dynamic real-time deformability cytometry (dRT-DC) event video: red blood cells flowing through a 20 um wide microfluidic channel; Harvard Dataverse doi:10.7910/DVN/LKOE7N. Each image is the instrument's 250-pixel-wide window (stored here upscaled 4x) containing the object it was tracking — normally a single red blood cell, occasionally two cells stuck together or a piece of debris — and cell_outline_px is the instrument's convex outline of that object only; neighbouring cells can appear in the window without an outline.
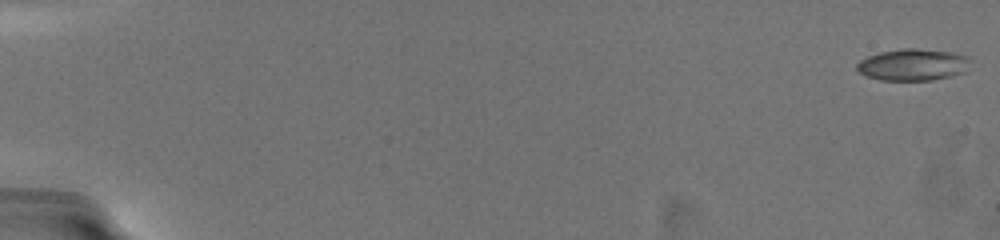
{"species": "common noctule bat (a hibernating species)", "species_latin": "Nyctalus noctula", "temperature_condition": "warm", "stored_images_in_passage": 32, "camera_frame_rate_fps": 3000, "um_per_image_px": 0.085, "animal": {"sex": "female", "body_mass_g": 19.5, "forearm_length_mm": 54.1}, "frame": {"image": 1, "passage_image": 1, "time_ms": 0.0, "image_size_px": [1000, 240], "cell_outline_px": [[968, 60], [960, 72], [948, 76], [928, 80], [884, 80], [868, 76], [860, 72], [856, 68], [856, 64], [860, 60], [868, 56], [880, 52], [904, 48], [916, 48], [952, 52], [968, 56]], "centroid_in_image_um": [77.51, 5.48], "position_along_channel_um": 7.5, "area_um2": 20.35}}
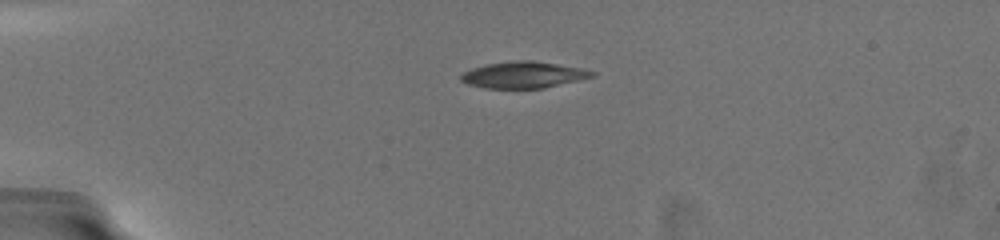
{"frame": {"image": 2, "passage_image": 31, "time_ms": 5.0, "image_size_px": [1000, 240], "cell_outline_px": [[596, 72], [592, 76], [576, 80], [540, 88], [488, 88], [468, 84], [460, 80], [460, 76], [464, 72], [472, 68], [484, 64], [508, 60], [532, 60], [580, 68]], "centroid_in_image_um": [44.4, 6.34], "position_along_channel_um": 40.6, "area_um2": 19.88}}